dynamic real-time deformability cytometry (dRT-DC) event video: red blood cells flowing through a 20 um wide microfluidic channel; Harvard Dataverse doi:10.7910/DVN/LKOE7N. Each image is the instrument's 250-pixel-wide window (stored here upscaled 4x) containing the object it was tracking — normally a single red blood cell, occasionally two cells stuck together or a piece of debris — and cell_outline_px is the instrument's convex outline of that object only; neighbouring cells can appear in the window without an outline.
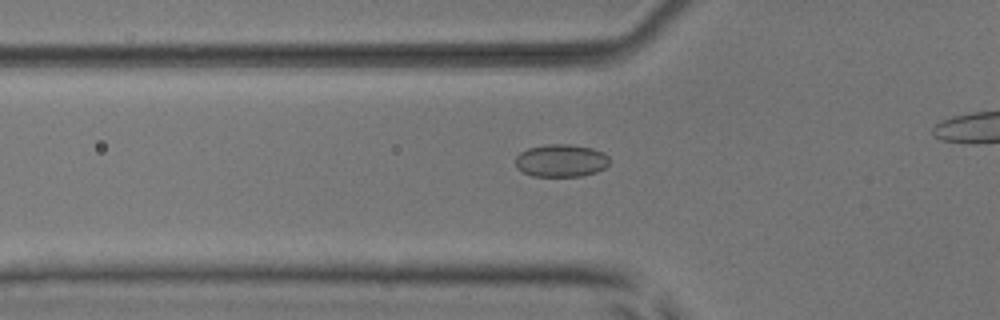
{"species": "common noctule bat (a hibernating species)", "species_latin": "Nyctalus noctula", "temperature_condition": "room temperature", "stored_images_in_passage": 42, "camera_frame_rate_fps": 3000, "um_per_image_px": 0.085, "animal": {"sex": "male", "body_mass_g": 17.9, "forearm_length_mm": 54.2}, "frame": {"image": 1, "passage_image": 17, "time_ms": 5.333, "image_size_px": [1000, 320], "cell_outline_px": [[608, 164], [604, 168], [596, 172], [580, 176], [532, 176], [516, 168], [516, 156], [520, 152], [528, 148], [548, 144], [568, 144], [592, 148], [604, 152], [608, 156]], "centroid_in_image_um": [47.68, 13.65], "position_along_channel_um": 78.1, "area_um2": 17.86}}
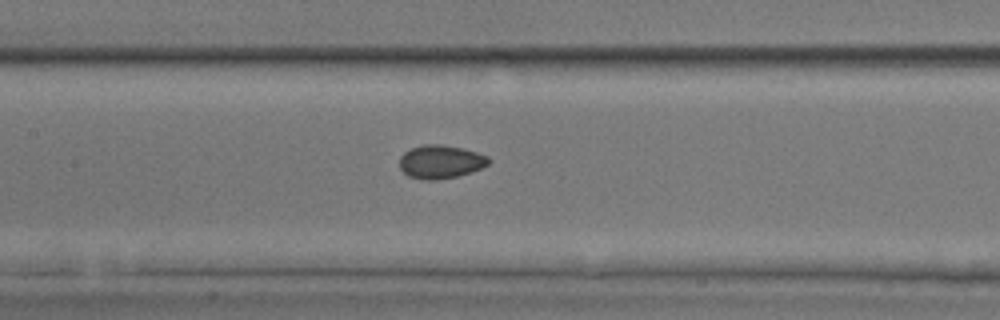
{"frame": {"image": 2, "passage_image": 24, "time_ms": 7.667, "image_size_px": [1000, 320], "cell_outline_px": [[488, 164], [480, 168], [456, 176], [436, 180], [424, 180], [408, 176], [400, 168], [400, 156], [404, 152], [412, 148], [424, 144], [440, 144], [464, 148], [488, 156]], "centroid_in_image_um": [37.41, 13.74], "position_along_channel_um": 170.0, "area_um2": 17.17}}
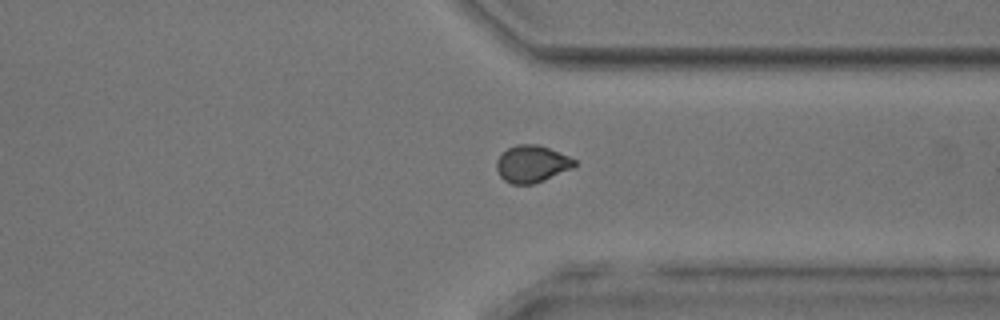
{"frame": {"image": 3, "passage_image": 39, "time_ms": 12.667, "image_size_px": [1000, 320], "cell_outline_px": [[576, 164], [572, 168], [544, 180], [532, 184], [512, 184], [504, 180], [500, 176], [496, 168], [496, 160], [508, 148], [516, 144], [536, 144], [548, 148], [568, 156], [576, 160]], "centroid_in_image_um": [45.19, 13.93], "position_along_channel_um": 366.2, "area_um2": 16.65}}